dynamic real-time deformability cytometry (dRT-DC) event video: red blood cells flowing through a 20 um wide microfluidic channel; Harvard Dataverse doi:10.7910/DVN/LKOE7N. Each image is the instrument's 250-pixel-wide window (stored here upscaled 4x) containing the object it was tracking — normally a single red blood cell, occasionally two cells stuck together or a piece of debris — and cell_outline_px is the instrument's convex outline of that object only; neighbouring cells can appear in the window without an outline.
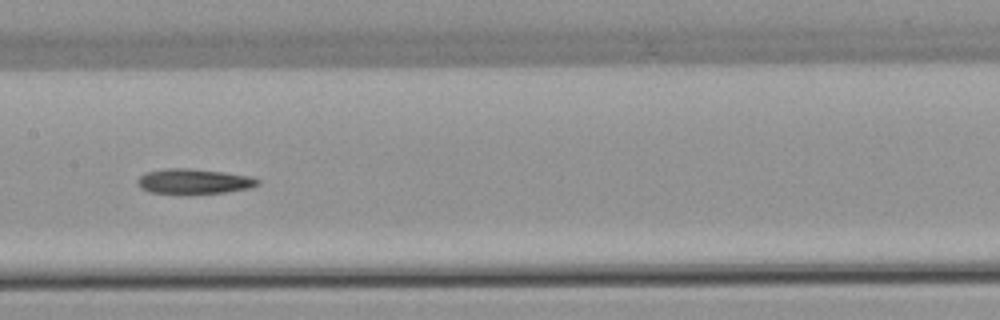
{"species": "common noctule bat (a hibernating species)", "species_latin": "Nyctalus noctula", "temperature_condition": "warm", "stored_images_in_passage": 9, "camera_frame_rate_fps": 3000, "um_per_image_px": 0.085, "animal": {"sex": "female", "body_mass_g": 22.7, "forearm_length_mm": 54.2}, "frame": {"image": 1, "passage_image": 9, "time_ms": 10.0, "image_size_px": [1000, 320], "cell_outline_px": [[260, 184], [252, 188], [224, 192], [188, 196], [148, 192], [140, 188], [136, 184], [136, 180], [144, 172], [164, 168], [188, 168], [224, 172], [248, 176], [260, 180]], "centroid_in_image_um": [16.41, 15.45], "position_along_channel_um": 191.0, "area_um2": 18.38}}